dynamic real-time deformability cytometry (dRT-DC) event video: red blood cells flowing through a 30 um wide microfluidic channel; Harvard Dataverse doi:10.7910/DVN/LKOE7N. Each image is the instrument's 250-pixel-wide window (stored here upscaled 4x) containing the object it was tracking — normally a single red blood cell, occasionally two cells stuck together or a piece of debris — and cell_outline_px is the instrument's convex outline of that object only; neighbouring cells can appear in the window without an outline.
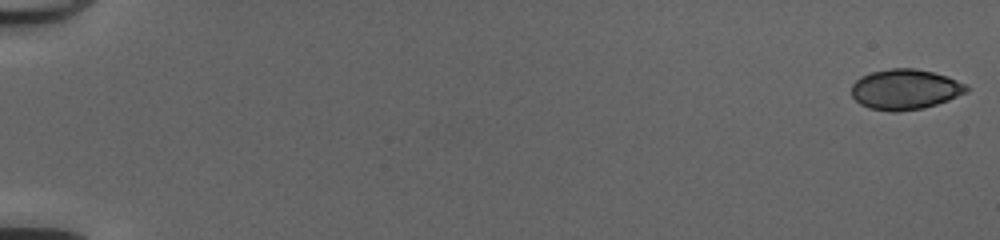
{"species": "common noctule bat (a hibernating species)", "species_latin": "Nyctalus noctula", "temperature_condition": "cold", "stored_images_in_passage": 51, "camera_frame_rate_fps": 3000, "um_per_image_px": 0.085, "animal": {"sex": "female", "body_mass_g": 20.0, "forearm_length_mm": 54.0}, "frame": {"image": 1, "passage_image": 1, "time_ms": 0.0, "image_size_px": [1000, 240], "cell_outline_px": [[968, 92], [948, 100], [924, 108], [896, 112], [892, 112], [868, 108], [860, 104], [852, 96], [852, 84], [860, 76], [872, 72], [892, 68], [916, 68], [948, 76], [968, 84]], "centroid_in_image_um": [76.95, 7.6], "position_along_channel_um": 8.1, "area_um2": 27.22}}
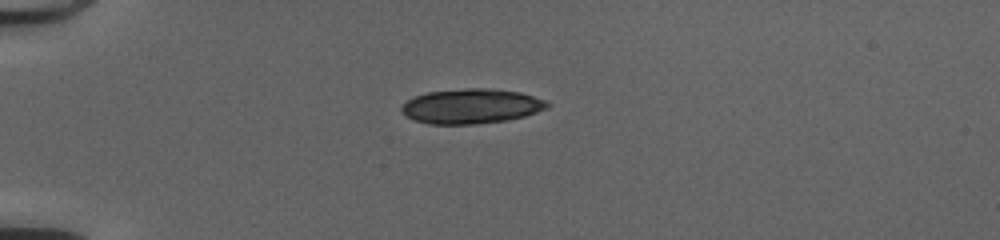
{"frame": {"image": 2, "passage_image": 15, "time_ms": 4.667, "image_size_px": [1000, 240], "cell_outline_px": [[552, 104], [548, 108], [524, 116], [508, 120], [472, 124], [428, 124], [412, 120], [400, 112], [400, 108], [408, 100], [416, 96], [428, 92], [464, 88], [492, 88], [520, 92], [544, 100]], "centroid_in_image_um": [40.05, 9.03], "position_along_channel_um": 45.0, "area_um2": 29.65}}